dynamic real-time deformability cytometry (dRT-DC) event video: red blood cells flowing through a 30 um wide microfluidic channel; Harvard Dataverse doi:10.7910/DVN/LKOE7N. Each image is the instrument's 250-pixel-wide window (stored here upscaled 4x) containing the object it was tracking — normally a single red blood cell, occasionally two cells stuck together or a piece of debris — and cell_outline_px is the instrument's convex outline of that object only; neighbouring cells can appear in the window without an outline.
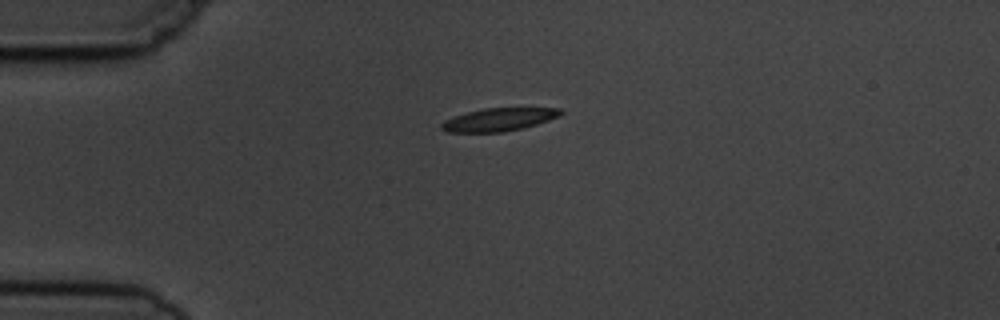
{"species": "common noctule bat (a hibernating species)", "species_latin": "Nyctalus noctula", "temperature_condition": "cold", "stored_images_in_passage": 12, "camera_frame_rate_fps": 3000, "um_per_image_px": 0.085, "animal": {"sex": "male", "body_mass_g": 19.5, "forearm_length_mm": 54.6}, "frame": {"image": 1, "passage_image": 1, "time_ms": 0.0, "image_size_px": [1000, 320], "cell_outline_px": [[564, 112], [560, 116], [524, 128], [504, 132], [444, 132], [440, 128], [440, 124], [444, 120], [468, 112], [484, 108], [560, 108]], "centroid_in_image_um": [42.4, 10.17], "position_along_channel_um": 42.6, "area_um2": 15.95}}
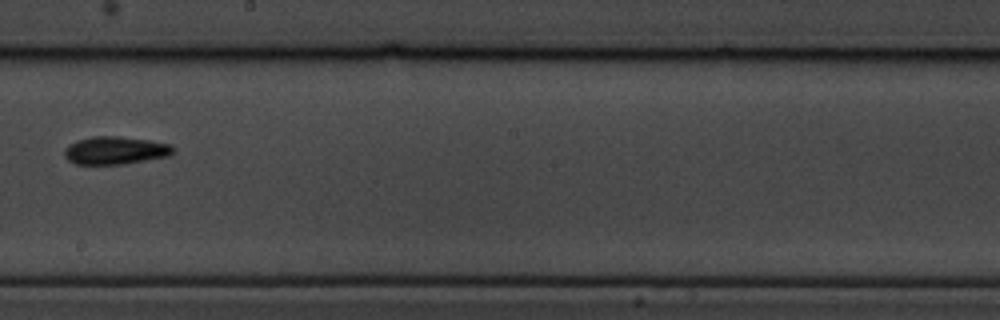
{"frame": {"image": 2, "passage_image": 6, "time_ms": 6.0, "image_size_px": [1000, 320], "cell_outline_px": [[176, 152], [168, 156], [124, 164], [76, 164], [68, 160], [64, 156], [64, 148], [68, 144], [76, 140], [92, 136], [116, 136], [148, 140], [172, 144], [176, 148]], "centroid_in_image_um": [9.81, 12.78], "position_along_channel_um": 238.4, "area_um2": 17.86}}
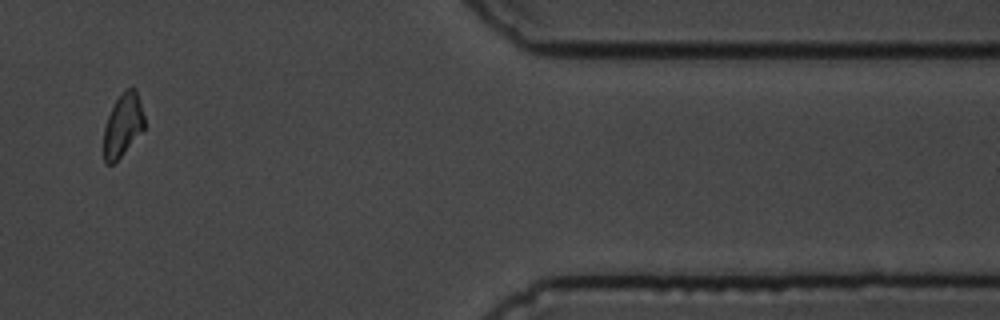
{"frame": {"image": 3, "passage_image": 10, "time_ms": 11.333, "image_size_px": [1000, 320], "cell_outline_px": [[144, 128], [120, 156], [112, 164], [104, 164], [104, 128], [108, 116], [116, 100], [128, 88], [136, 88], [140, 100], [144, 116]], "centroid_in_image_um": [10.44, 10.63], "position_along_channel_um": 401.0, "area_um2": 14.51}, "authors_computed_cell_mechanics": {"area_um2": 16.184, "velocity_mm_per_s": 3.7082, "shape_relaxation_time_tau1_ms": 8.0795, "shape_relaxation_time_tau2_ms": 11.1132, "deformation_change_tau1": 0.1452, "deformation_change_tau2": 0.19}}